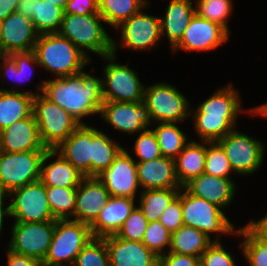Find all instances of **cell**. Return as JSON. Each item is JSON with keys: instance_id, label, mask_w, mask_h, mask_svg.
<instances>
[{"instance_id": "cell-39", "label": "cell", "mask_w": 267, "mask_h": 266, "mask_svg": "<svg viewBox=\"0 0 267 266\" xmlns=\"http://www.w3.org/2000/svg\"><path fill=\"white\" fill-rule=\"evenodd\" d=\"M196 14L222 26L230 34L228 20L232 16V0H194Z\"/></svg>"}, {"instance_id": "cell-34", "label": "cell", "mask_w": 267, "mask_h": 266, "mask_svg": "<svg viewBox=\"0 0 267 266\" xmlns=\"http://www.w3.org/2000/svg\"><path fill=\"white\" fill-rule=\"evenodd\" d=\"M181 189H148L139 191L137 206L149 222L159 221L165 208L178 196ZM139 201V202H138Z\"/></svg>"}, {"instance_id": "cell-36", "label": "cell", "mask_w": 267, "mask_h": 266, "mask_svg": "<svg viewBox=\"0 0 267 266\" xmlns=\"http://www.w3.org/2000/svg\"><path fill=\"white\" fill-rule=\"evenodd\" d=\"M180 123L158 122L151 128L157 138L162 156L175 159L189 142V138L178 126Z\"/></svg>"}, {"instance_id": "cell-10", "label": "cell", "mask_w": 267, "mask_h": 266, "mask_svg": "<svg viewBox=\"0 0 267 266\" xmlns=\"http://www.w3.org/2000/svg\"><path fill=\"white\" fill-rule=\"evenodd\" d=\"M150 5L151 2L116 28L115 31L120 32V37L119 40L114 38L112 41L113 54H118L116 52L120 47L142 52L154 50L153 48L159 46L162 39L160 16L144 11Z\"/></svg>"}, {"instance_id": "cell-1", "label": "cell", "mask_w": 267, "mask_h": 266, "mask_svg": "<svg viewBox=\"0 0 267 266\" xmlns=\"http://www.w3.org/2000/svg\"><path fill=\"white\" fill-rule=\"evenodd\" d=\"M35 87L50 101L56 103L74 117L80 124L83 119L100 115L103 105L102 78L80 72L61 78L43 80Z\"/></svg>"}, {"instance_id": "cell-42", "label": "cell", "mask_w": 267, "mask_h": 266, "mask_svg": "<svg viewBox=\"0 0 267 266\" xmlns=\"http://www.w3.org/2000/svg\"><path fill=\"white\" fill-rule=\"evenodd\" d=\"M142 243L159 258L170 248L171 232L159 221L149 222Z\"/></svg>"}, {"instance_id": "cell-28", "label": "cell", "mask_w": 267, "mask_h": 266, "mask_svg": "<svg viewBox=\"0 0 267 266\" xmlns=\"http://www.w3.org/2000/svg\"><path fill=\"white\" fill-rule=\"evenodd\" d=\"M194 0H169L165 14L160 17L162 38L167 37L171 49L182 39L185 29L196 14Z\"/></svg>"}, {"instance_id": "cell-55", "label": "cell", "mask_w": 267, "mask_h": 266, "mask_svg": "<svg viewBox=\"0 0 267 266\" xmlns=\"http://www.w3.org/2000/svg\"><path fill=\"white\" fill-rule=\"evenodd\" d=\"M48 1L54 3L55 5L61 7L64 10L69 0H48Z\"/></svg>"}, {"instance_id": "cell-24", "label": "cell", "mask_w": 267, "mask_h": 266, "mask_svg": "<svg viewBox=\"0 0 267 266\" xmlns=\"http://www.w3.org/2000/svg\"><path fill=\"white\" fill-rule=\"evenodd\" d=\"M141 191L148 189H181L176 174L175 160L160 156L145 162H136Z\"/></svg>"}, {"instance_id": "cell-35", "label": "cell", "mask_w": 267, "mask_h": 266, "mask_svg": "<svg viewBox=\"0 0 267 266\" xmlns=\"http://www.w3.org/2000/svg\"><path fill=\"white\" fill-rule=\"evenodd\" d=\"M64 10L48 0H33L32 22L39 35L58 33Z\"/></svg>"}, {"instance_id": "cell-47", "label": "cell", "mask_w": 267, "mask_h": 266, "mask_svg": "<svg viewBox=\"0 0 267 266\" xmlns=\"http://www.w3.org/2000/svg\"><path fill=\"white\" fill-rule=\"evenodd\" d=\"M99 13L98 0H69L64 14L87 15Z\"/></svg>"}, {"instance_id": "cell-23", "label": "cell", "mask_w": 267, "mask_h": 266, "mask_svg": "<svg viewBox=\"0 0 267 266\" xmlns=\"http://www.w3.org/2000/svg\"><path fill=\"white\" fill-rule=\"evenodd\" d=\"M103 238L110 266H159V257L142 242L124 240L116 234Z\"/></svg>"}, {"instance_id": "cell-14", "label": "cell", "mask_w": 267, "mask_h": 266, "mask_svg": "<svg viewBox=\"0 0 267 266\" xmlns=\"http://www.w3.org/2000/svg\"><path fill=\"white\" fill-rule=\"evenodd\" d=\"M14 222L55 221L46 195V186L39 180L16 188L8 194Z\"/></svg>"}, {"instance_id": "cell-12", "label": "cell", "mask_w": 267, "mask_h": 266, "mask_svg": "<svg viewBox=\"0 0 267 266\" xmlns=\"http://www.w3.org/2000/svg\"><path fill=\"white\" fill-rule=\"evenodd\" d=\"M217 143L223 148L235 174L249 176L260 171L267 146L261 140L234 129Z\"/></svg>"}, {"instance_id": "cell-43", "label": "cell", "mask_w": 267, "mask_h": 266, "mask_svg": "<svg viewBox=\"0 0 267 266\" xmlns=\"http://www.w3.org/2000/svg\"><path fill=\"white\" fill-rule=\"evenodd\" d=\"M133 146L136 162H145L162 156L156 135L151 128L138 133Z\"/></svg>"}, {"instance_id": "cell-56", "label": "cell", "mask_w": 267, "mask_h": 266, "mask_svg": "<svg viewBox=\"0 0 267 266\" xmlns=\"http://www.w3.org/2000/svg\"><path fill=\"white\" fill-rule=\"evenodd\" d=\"M5 195V193L0 188V199Z\"/></svg>"}, {"instance_id": "cell-54", "label": "cell", "mask_w": 267, "mask_h": 266, "mask_svg": "<svg viewBox=\"0 0 267 266\" xmlns=\"http://www.w3.org/2000/svg\"><path fill=\"white\" fill-rule=\"evenodd\" d=\"M257 115L267 118V102L260 105V109L257 111Z\"/></svg>"}, {"instance_id": "cell-3", "label": "cell", "mask_w": 267, "mask_h": 266, "mask_svg": "<svg viewBox=\"0 0 267 266\" xmlns=\"http://www.w3.org/2000/svg\"><path fill=\"white\" fill-rule=\"evenodd\" d=\"M33 51L39 66L53 73L54 78L76 74L92 62L69 39L59 33L39 35Z\"/></svg>"}, {"instance_id": "cell-41", "label": "cell", "mask_w": 267, "mask_h": 266, "mask_svg": "<svg viewBox=\"0 0 267 266\" xmlns=\"http://www.w3.org/2000/svg\"><path fill=\"white\" fill-rule=\"evenodd\" d=\"M72 266H110L104 238H91L79 252Z\"/></svg>"}, {"instance_id": "cell-25", "label": "cell", "mask_w": 267, "mask_h": 266, "mask_svg": "<svg viewBox=\"0 0 267 266\" xmlns=\"http://www.w3.org/2000/svg\"><path fill=\"white\" fill-rule=\"evenodd\" d=\"M136 199L129 197H110L100 210L96 220L90 225L93 237L115 235L137 206Z\"/></svg>"}, {"instance_id": "cell-44", "label": "cell", "mask_w": 267, "mask_h": 266, "mask_svg": "<svg viewBox=\"0 0 267 266\" xmlns=\"http://www.w3.org/2000/svg\"><path fill=\"white\" fill-rule=\"evenodd\" d=\"M148 223L147 218L139 207L136 206L116 235L124 240L142 242Z\"/></svg>"}, {"instance_id": "cell-13", "label": "cell", "mask_w": 267, "mask_h": 266, "mask_svg": "<svg viewBox=\"0 0 267 266\" xmlns=\"http://www.w3.org/2000/svg\"><path fill=\"white\" fill-rule=\"evenodd\" d=\"M12 226L6 248L43 262L52 242L55 221L14 222Z\"/></svg>"}, {"instance_id": "cell-22", "label": "cell", "mask_w": 267, "mask_h": 266, "mask_svg": "<svg viewBox=\"0 0 267 266\" xmlns=\"http://www.w3.org/2000/svg\"><path fill=\"white\" fill-rule=\"evenodd\" d=\"M190 194L207 200L220 207H229L235 199L237 186L230 178L213 176L203 172L198 177L191 179L183 186Z\"/></svg>"}, {"instance_id": "cell-15", "label": "cell", "mask_w": 267, "mask_h": 266, "mask_svg": "<svg viewBox=\"0 0 267 266\" xmlns=\"http://www.w3.org/2000/svg\"><path fill=\"white\" fill-rule=\"evenodd\" d=\"M100 117L113 129L131 136L154 127L143 101L103 102Z\"/></svg>"}, {"instance_id": "cell-50", "label": "cell", "mask_w": 267, "mask_h": 266, "mask_svg": "<svg viewBox=\"0 0 267 266\" xmlns=\"http://www.w3.org/2000/svg\"><path fill=\"white\" fill-rule=\"evenodd\" d=\"M252 219L248 224L264 239L267 240V213L263 217Z\"/></svg>"}, {"instance_id": "cell-45", "label": "cell", "mask_w": 267, "mask_h": 266, "mask_svg": "<svg viewBox=\"0 0 267 266\" xmlns=\"http://www.w3.org/2000/svg\"><path fill=\"white\" fill-rule=\"evenodd\" d=\"M222 243V241H214L206 249L200 256V266H238L234 256Z\"/></svg>"}, {"instance_id": "cell-49", "label": "cell", "mask_w": 267, "mask_h": 266, "mask_svg": "<svg viewBox=\"0 0 267 266\" xmlns=\"http://www.w3.org/2000/svg\"><path fill=\"white\" fill-rule=\"evenodd\" d=\"M5 250L7 253L6 266H44L43 262L35 258L15 253L6 247Z\"/></svg>"}, {"instance_id": "cell-19", "label": "cell", "mask_w": 267, "mask_h": 266, "mask_svg": "<svg viewBox=\"0 0 267 266\" xmlns=\"http://www.w3.org/2000/svg\"><path fill=\"white\" fill-rule=\"evenodd\" d=\"M32 150H48L41 140L33 113L0 131V151L24 152Z\"/></svg>"}, {"instance_id": "cell-27", "label": "cell", "mask_w": 267, "mask_h": 266, "mask_svg": "<svg viewBox=\"0 0 267 266\" xmlns=\"http://www.w3.org/2000/svg\"><path fill=\"white\" fill-rule=\"evenodd\" d=\"M14 87L0 88V131L33 113V99L39 92Z\"/></svg>"}, {"instance_id": "cell-38", "label": "cell", "mask_w": 267, "mask_h": 266, "mask_svg": "<svg viewBox=\"0 0 267 266\" xmlns=\"http://www.w3.org/2000/svg\"><path fill=\"white\" fill-rule=\"evenodd\" d=\"M46 195L56 220H74L77 187L46 186Z\"/></svg>"}, {"instance_id": "cell-17", "label": "cell", "mask_w": 267, "mask_h": 266, "mask_svg": "<svg viewBox=\"0 0 267 266\" xmlns=\"http://www.w3.org/2000/svg\"><path fill=\"white\" fill-rule=\"evenodd\" d=\"M229 39L230 34L222 26L195 14L185 29L182 39L170 50L171 53L179 50L209 52L219 48Z\"/></svg>"}, {"instance_id": "cell-30", "label": "cell", "mask_w": 267, "mask_h": 266, "mask_svg": "<svg viewBox=\"0 0 267 266\" xmlns=\"http://www.w3.org/2000/svg\"><path fill=\"white\" fill-rule=\"evenodd\" d=\"M213 242L201 230L182 225L175 232L171 233V243L168 252L200 258Z\"/></svg>"}, {"instance_id": "cell-8", "label": "cell", "mask_w": 267, "mask_h": 266, "mask_svg": "<svg viewBox=\"0 0 267 266\" xmlns=\"http://www.w3.org/2000/svg\"><path fill=\"white\" fill-rule=\"evenodd\" d=\"M144 104L153 124L158 122L184 123L190 118V100L178 88L166 81L145 86Z\"/></svg>"}, {"instance_id": "cell-46", "label": "cell", "mask_w": 267, "mask_h": 266, "mask_svg": "<svg viewBox=\"0 0 267 266\" xmlns=\"http://www.w3.org/2000/svg\"><path fill=\"white\" fill-rule=\"evenodd\" d=\"M159 222L171 233L184 225L182 215V188L178 196L165 208L160 216Z\"/></svg>"}, {"instance_id": "cell-21", "label": "cell", "mask_w": 267, "mask_h": 266, "mask_svg": "<svg viewBox=\"0 0 267 266\" xmlns=\"http://www.w3.org/2000/svg\"><path fill=\"white\" fill-rule=\"evenodd\" d=\"M55 150L81 172L84 177H91L93 126L80 124Z\"/></svg>"}, {"instance_id": "cell-32", "label": "cell", "mask_w": 267, "mask_h": 266, "mask_svg": "<svg viewBox=\"0 0 267 266\" xmlns=\"http://www.w3.org/2000/svg\"><path fill=\"white\" fill-rule=\"evenodd\" d=\"M124 149L120 143L109 137L101 129L93 126V159H91V177H96L107 169Z\"/></svg>"}, {"instance_id": "cell-9", "label": "cell", "mask_w": 267, "mask_h": 266, "mask_svg": "<svg viewBox=\"0 0 267 266\" xmlns=\"http://www.w3.org/2000/svg\"><path fill=\"white\" fill-rule=\"evenodd\" d=\"M33 114L41 140L48 149L57 148L80 125L74 117L42 93L34 96Z\"/></svg>"}, {"instance_id": "cell-6", "label": "cell", "mask_w": 267, "mask_h": 266, "mask_svg": "<svg viewBox=\"0 0 267 266\" xmlns=\"http://www.w3.org/2000/svg\"><path fill=\"white\" fill-rule=\"evenodd\" d=\"M116 54L101 57L103 65L102 94L103 102H141L144 99L145 86L135 69L117 63Z\"/></svg>"}, {"instance_id": "cell-51", "label": "cell", "mask_w": 267, "mask_h": 266, "mask_svg": "<svg viewBox=\"0 0 267 266\" xmlns=\"http://www.w3.org/2000/svg\"><path fill=\"white\" fill-rule=\"evenodd\" d=\"M19 0H0V20L3 21L8 15L16 12Z\"/></svg>"}, {"instance_id": "cell-4", "label": "cell", "mask_w": 267, "mask_h": 266, "mask_svg": "<svg viewBox=\"0 0 267 266\" xmlns=\"http://www.w3.org/2000/svg\"><path fill=\"white\" fill-rule=\"evenodd\" d=\"M102 23L105 24V21L99 13L64 14L58 33L69 39L92 61L89 55L91 53L100 58L113 53V38L109 36Z\"/></svg>"}, {"instance_id": "cell-52", "label": "cell", "mask_w": 267, "mask_h": 266, "mask_svg": "<svg viewBox=\"0 0 267 266\" xmlns=\"http://www.w3.org/2000/svg\"><path fill=\"white\" fill-rule=\"evenodd\" d=\"M8 198V195L5 194L1 199H0V234L3 231L4 228V217H11V212H10V204H6V200ZM6 199V200H5ZM6 204V206H5Z\"/></svg>"}, {"instance_id": "cell-48", "label": "cell", "mask_w": 267, "mask_h": 266, "mask_svg": "<svg viewBox=\"0 0 267 266\" xmlns=\"http://www.w3.org/2000/svg\"><path fill=\"white\" fill-rule=\"evenodd\" d=\"M159 266H200V258L167 252L159 258Z\"/></svg>"}, {"instance_id": "cell-16", "label": "cell", "mask_w": 267, "mask_h": 266, "mask_svg": "<svg viewBox=\"0 0 267 266\" xmlns=\"http://www.w3.org/2000/svg\"><path fill=\"white\" fill-rule=\"evenodd\" d=\"M132 156V157H131ZM124 148L113 163L96 177L105 185L112 197L135 199L140 190L135 158ZM137 194V195H136Z\"/></svg>"}, {"instance_id": "cell-31", "label": "cell", "mask_w": 267, "mask_h": 266, "mask_svg": "<svg viewBox=\"0 0 267 266\" xmlns=\"http://www.w3.org/2000/svg\"><path fill=\"white\" fill-rule=\"evenodd\" d=\"M35 66H39L34 51L13 52L0 56V80L12 78L17 84L29 82ZM2 69V70H1ZM11 79V80H12Z\"/></svg>"}, {"instance_id": "cell-20", "label": "cell", "mask_w": 267, "mask_h": 266, "mask_svg": "<svg viewBox=\"0 0 267 266\" xmlns=\"http://www.w3.org/2000/svg\"><path fill=\"white\" fill-rule=\"evenodd\" d=\"M110 197L97 177H84L77 187L74 221L91 225Z\"/></svg>"}, {"instance_id": "cell-5", "label": "cell", "mask_w": 267, "mask_h": 266, "mask_svg": "<svg viewBox=\"0 0 267 266\" xmlns=\"http://www.w3.org/2000/svg\"><path fill=\"white\" fill-rule=\"evenodd\" d=\"M182 215L184 225L201 230L213 241H222L220 236L224 234L235 236L238 229L220 207L190 194L184 187ZM212 234L218 236L214 239L211 237Z\"/></svg>"}, {"instance_id": "cell-57", "label": "cell", "mask_w": 267, "mask_h": 266, "mask_svg": "<svg viewBox=\"0 0 267 266\" xmlns=\"http://www.w3.org/2000/svg\"><path fill=\"white\" fill-rule=\"evenodd\" d=\"M2 21L0 20V36H1Z\"/></svg>"}, {"instance_id": "cell-53", "label": "cell", "mask_w": 267, "mask_h": 266, "mask_svg": "<svg viewBox=\"0 0 267 266\" xmlns=\"http://www.w3.org/2000/svg\"><path fill=\"white\" fill-rule=\"evenodd\" d=\"M33 0H19L16 11L32 19Z\"/></svg>"}, {"instance_id": "cell-18", "label": "cell", "mask_w": 267, "mask_h": 266, "mask_svg": "<svg viewBox=\"0 0 267 266\" xmlns=\"http://www.w3.org/2000/svg\"><path fill=\"white\" fill-rule=\"evenodd\" d=\"M39 34L30 18L13 12L2 21L0 53L27 52L34 49Z\"/></svg>"}, {"instance_id": "cell-26", "label": "cell", "mask_w": 267, "mask_h": 266, "mask_svg": "<svg viewBox=\"0 0 267 266\" xmlns=\"http://www.w3.org/2000/svg\"><path fill=\"white\" fill-rule=\"evenodd\" d=\"M83 178L84 175L57 150L48 149L45 152L39 179L45 186L78 187Z\"/></svg>"}, {"instance_id": "cell-40", "label": "cell", "mask_w": 267, "mask_h": 266, "mask_svg": "<svg viewBox=\"0 0 267 266\" xmlns=\"http://www.w3.org/2000/svg\"><path fill=\"white\" fill-rule=\"evenodd\" d=\"M204 172L222 178L233 179L232 175L236 176L223 148L217 142H206Z\"/></svg>"}, {"instance_id": "cell-11", "label": "cell", "mask_w": 267, "mask_h": 266, "mask_svg": "<svg viewBox=\"0 0 267 266\" xmlns=\"http://www.w3.org/2000/svg\"><path fill=\"white\" fill-rule=\"evenodd\" d=\"M47 150L0 151V188L5 194L39 181L41 163Z\"/></svg>"}, {"instance_id": "cell-2", "label": "cell", "mask_w": 267, "mask_h": 266, "mask_svg": "<svg viewBox=\"0 0 267 266\" xmlns=\"http://www.w3.org/2000/svg\"><path fill=\"white\" fill-rule=\"evenodd\" d=\"M241 101L240 91L229 83L216 89L198 107L191 106L190 117L198 139L206 142L219 141L237 127V119L242 111L257 116L260 105L246 110Z\"/></svg>"}, {"instance_id": "cell-37", "label": "cell", "mask_w": 267, "mask_h": 266, "mask_svg": "<svg viewBox=\"0 0 267 266\" xmlns=\"http://www.w3.org/2000/svg\"><path fill=\"white\" fill-rule=\"evenodd\" d=\"M242 255L250 266H267V240L262 238L248 223L237 229Z\"/></svg>"}, {"instance_id": "cell-29", "label": "cell", "mask_w": 267, "mask_h": 266, "mask_svg": "<svg viewBox=\"0 0 267 266\" xmlns=\"http://www.w3.org/2000/svg\"><path fill=\"white\" fill-rule=\"evenodd\" d=\"M206 141L192 140L186 144L175 160V174L181 187L204 172Z\"/></svg>"}, {"instance_id": "cell-33", "label": "cell", "mask_w": 267, "mask_h": 266, "mask_svg": "<svg viewBox=\"0 0 267 266\" xmlns=\"http://www.w3.org/2000/svg\"><path fill=\"white\" fill-rule=\"evenodd\" d=\"M149 0H98L99 14L114 30L131 16L139 13Z\"/></svg>"}, {"instance_id": "cell-7", "label": "cell", "mask_w": 267, "mask_h": 266, "mask_svg": "<svg viewBox=\"0 0 267 266\" xmlns=\"http://www.w3.org/2000/svg\"><path fill=\"white\" fill-rule=\"evenodd\" d=\"M93 238L90 225L71 219L55 220L44 266H72L82 248Z\"/></svg>"}]
</instances>
